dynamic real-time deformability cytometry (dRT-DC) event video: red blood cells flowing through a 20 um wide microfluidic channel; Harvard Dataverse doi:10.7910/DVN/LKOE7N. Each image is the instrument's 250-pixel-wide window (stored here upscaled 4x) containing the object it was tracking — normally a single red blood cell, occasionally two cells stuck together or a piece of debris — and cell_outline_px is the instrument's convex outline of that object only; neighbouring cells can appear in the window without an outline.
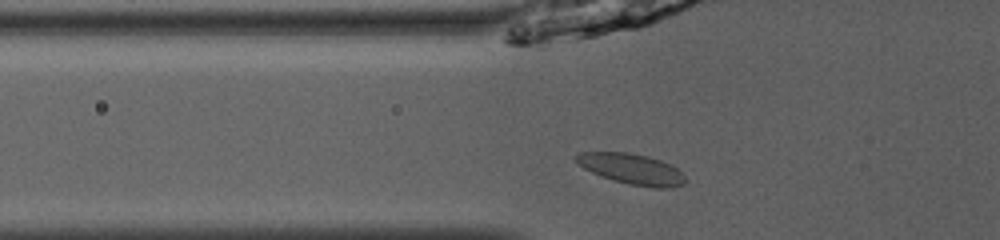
{"species": "common noctule bat (a hibernating species)", "species_latin": "Nyctalus noctula", "temperature_condition": "room temperature", "stored_images_in_passage": 35, "camera_frame_rate_fps": 3000, "um_per_image_px": 0.085, "animal": {"sex": "male", "body_mass_g": 13.0, "forearm_length_mm": 53.1}, "frame": {"image": 1, "passage_image": 3, "time_ms": 0.667, "image_size_px": [1000, 240], "cell_outline_px": [[684, 184], [668, 188], [652, 188], [628, 184], [612, 180], [600, 176], [584, 168], [576, 160], [576, 156], [580, 152], [628, 152], [648, 156], [660, 160], [676, 168], [684, 176]], "centroid_in_image_um": [53.69, 14.37], "position_along_channel_um": 72.1, "area_um2": 19.31}}
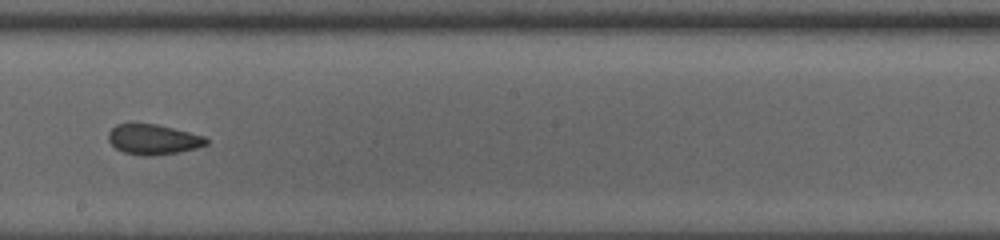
{"frame": {"image": 2, "passage_image": 15, "time_ms": 4.667, "image_size_px": [1000, 240], "cell_outline_px": [[208, 144], [196, 148], [176, 152], [152, 156], [144, 156], [124, 152], [116, 148], [108, 140], [108, 132], [116, 124], [132, 120], [156, 124], [204, 136], [208, 140]], "centroid_in_image_um": [12.96, 11.81], "position_along_channel_um": 235.2, "area_um2": 17.57}}
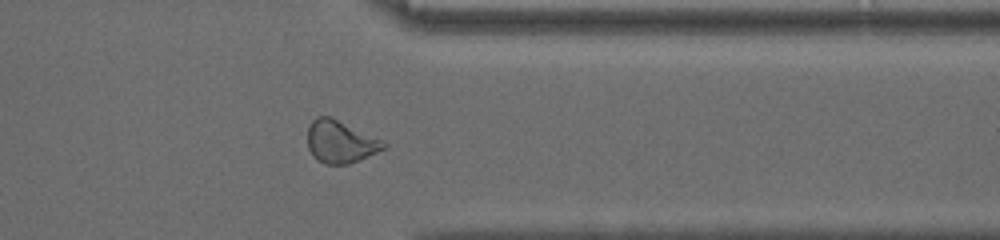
{"frame": {"image": 3, "passage_image": 26, "time_ms": 8.333, "image_size_px": [1000, 240], "cell_outline_px": [[388, 148], [360, 160], [348, 164], [324, 164], [312, 156], [308, 148], [308, 128], [312, 120], [316, 116], [332, 116], [388, 144]], "centroid_in_image_um": [28.93, 12.05], "position_along_channel_um": 382.5, "area_um2": 18.9}, "authors_computed_cell_mechanics": {"area_um2": 18.0914, "velocity_mm_per_s": 4.0658, "shape_relaxation_time_tau1_ms": null, "shape_relaxation_time_tau2_ms": 1.6781, "deformation_change_tau1": null, "deformation_change_tau2": 0.0832}}